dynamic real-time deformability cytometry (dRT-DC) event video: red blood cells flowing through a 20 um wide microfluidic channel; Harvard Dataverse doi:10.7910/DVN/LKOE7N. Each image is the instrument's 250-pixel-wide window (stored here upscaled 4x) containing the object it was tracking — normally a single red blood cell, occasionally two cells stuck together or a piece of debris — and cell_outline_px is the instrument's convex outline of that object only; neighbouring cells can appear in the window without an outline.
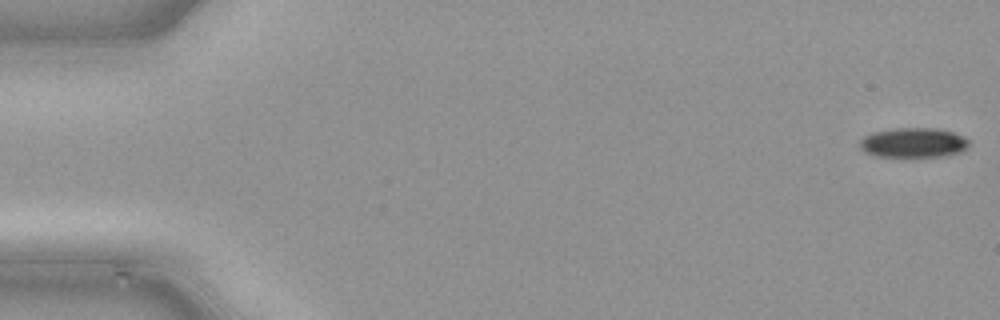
{"species": "common noctule bat (a hibernating species)", "species_latin": "Nyctalus noctula", "temperature_condition": "cold", "stored_images_in_passage": 48, "camera_frame_rate_fps": 3000, "um_per_image_px": 0.085, "animal": {"sex": "male", "body_mass_g": 21.5, "forearm_length_mm": 52.0}, "frame": {"image": 1, "passage_image": 1, "time_ms": 0.0, "image_size_px": [1000, 320], "cell_outline_px": [[972, 144], [968, 148], [960, 152], [948, 156], [876, 156], [864, 152], [860, 148], [860, 140], [864, 136], [872, 132], [896, 128], [936, 128], [952, 132], [964, 136]], "centroid_in_image_um": [77.67, 12.12], "position_along_channel_um": 7.3, "area_um2": 19.07}}
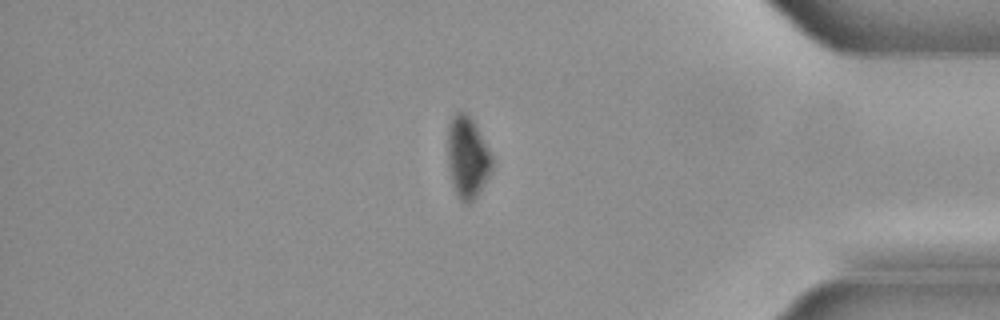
{"frame": {"image": 2, "passage_image": 41, "time_ms": 13.333, "image_size_px": [1000, 320], "cell_outline_px": [[492, 168], [488, 176], [476, 196], [468, 204], [464, 204], [456, 196], [452, 184], [448, 168], [448, 124], [452, 116], [456, 112], [464, 112], [472, 120], [492, 156]], "centroid_in_image_um": [39.7, 13.4], "position_along_channel_um": 395.5, "area_um2": 20.81}}
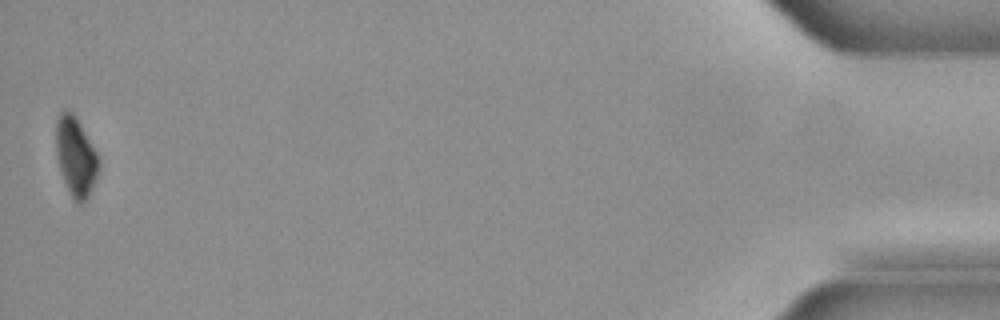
{"frame": {"image": 3, "passage_image": 48, "time_ms": 15.667, "image_size_px": [1000, 320], "cell_outline_px": [[100, 164], [96, 180], [88, 196], [80, 204], [72, 196], [64, 180], [60, 168], [56, 152], [56, 120], [60, 112], [64, 108], [72, 112], [76, 116], [96, 152], [100, 160]], "centroid_in_image_um": [6.44, 13.25], "position_along_channel_um": 428.8, "area_um2": 19.42}}